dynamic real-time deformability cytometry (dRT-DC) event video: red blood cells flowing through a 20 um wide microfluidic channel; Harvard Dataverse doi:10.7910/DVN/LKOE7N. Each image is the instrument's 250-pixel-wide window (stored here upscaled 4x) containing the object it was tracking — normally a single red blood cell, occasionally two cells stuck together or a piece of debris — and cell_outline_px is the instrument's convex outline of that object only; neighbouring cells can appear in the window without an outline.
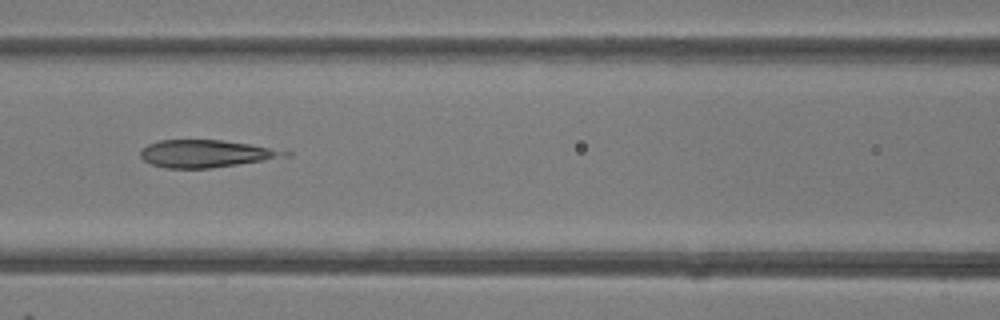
{"species": "common noctule bat (a hibernating species)", "species_latin": "Nyctalus noctula", "temperature_condition": "room temperature", "stored_images_in_passage": 6, "camera_frame_rate_fps": 3000, "um_per_image_px": 0.085, "animal": {"sex": "female"}, "frame": {"image": 1, "passage_image": 6, "time_ms": 5.667, "image_size_px": [1000, 320], "cell_outline_px": [[292, 156], [212, 168], [164, 168], [152, 164], [144, 160], [140, 156], [140, 148], [148, 144], [160, 140], [220, 140], [248, 144], [292, 152]], "centroid_in_image_um": [17.49, 13.06], "position_along_channel_um": 149.1, "area_um2": 23.0}}